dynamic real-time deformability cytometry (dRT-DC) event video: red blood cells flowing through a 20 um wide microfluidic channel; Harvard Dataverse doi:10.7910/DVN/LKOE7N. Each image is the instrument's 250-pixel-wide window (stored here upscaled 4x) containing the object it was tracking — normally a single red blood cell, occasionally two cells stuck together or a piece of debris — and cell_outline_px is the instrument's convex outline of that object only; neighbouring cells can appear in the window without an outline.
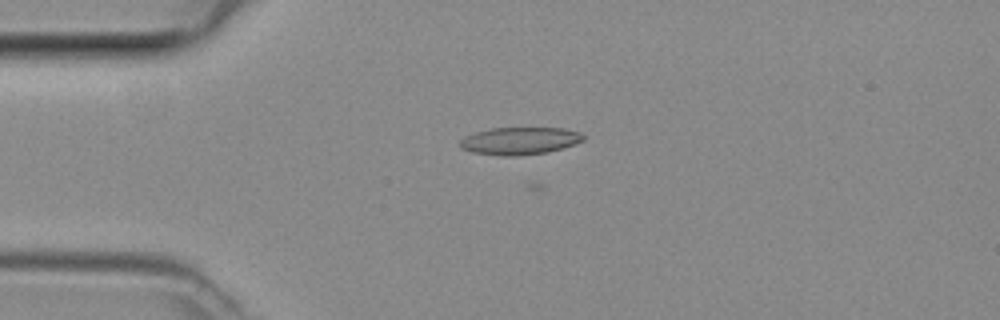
{"species": "common noctule bat (a hibernating species)", "species_latin": "Nyctalus noctula", "temperature_condition": "room temperature", "stored_images_in_passage": 9, "camera_frame_rate_fps": 3000, "um_per_image_px": 0.085, "animal": {"sex": "female", "body_mass_g": 29.2, "forearm_length_mm": 56.3}, "frame": {"image": 1, "passage_image": 2, "time_ms": 0.333, "image_size_px": [1000, 320], "cell_outline_px": [[584, 140], [576, 144], [544, 152], [516, 156], [500, 156], [472, 152], [460, 148], [460, 140], [464, 136], [476, 132], [492, 128], [564, 128], [580, 132], [584, 136]], "centroid_in_image_um": [44.15, 11.97], "position_along_channel_um": 40.8, "area_um2": 19.65}}
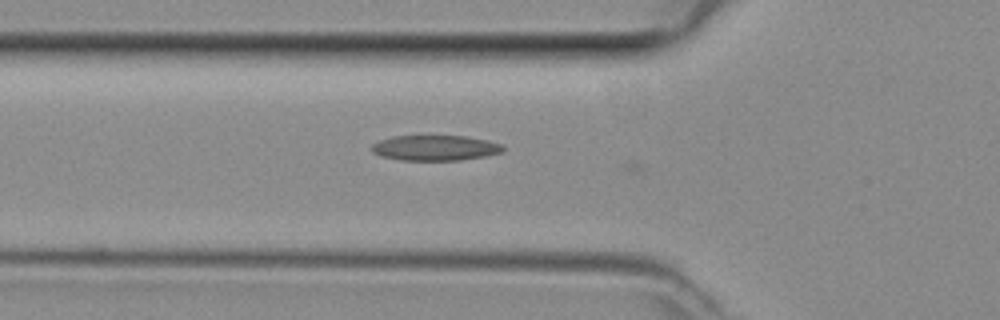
{"frame": {"image": 2, "passage_image": 7, "time_ms": 2.0, "image_size_px": [1000, 320], "cell_outline_px": [[504, 152], [484, 156], [460, 160], [400, 160], [384, 156], [372, 152], [372, 144], [380, 140], [392, 136], [464, 136], [488, 140], [500, 144], [504, 148]], "centroid_in_image_um": [37.0, 12.57], "position_along_channel_um": 88.8, "area_um2": 19.25}}